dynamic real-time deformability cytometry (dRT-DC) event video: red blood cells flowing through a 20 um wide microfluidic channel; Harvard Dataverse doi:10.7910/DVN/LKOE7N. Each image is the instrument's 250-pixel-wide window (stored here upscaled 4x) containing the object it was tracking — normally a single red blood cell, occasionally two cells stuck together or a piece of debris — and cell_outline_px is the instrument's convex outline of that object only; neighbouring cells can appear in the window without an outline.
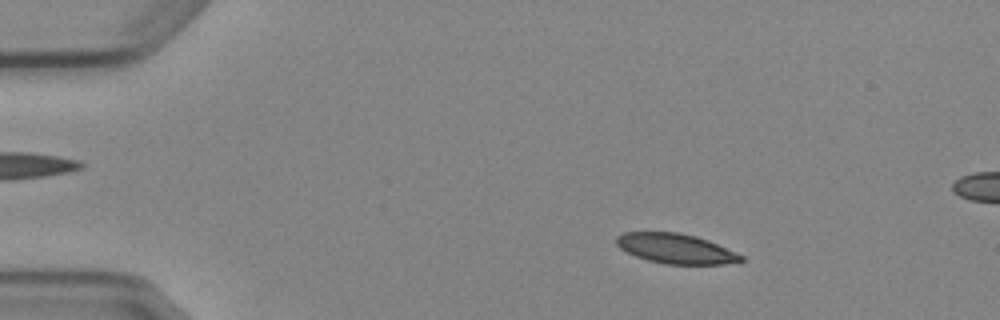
{"species": "Egyptian fruit bat (a non-hibernating species)", "species_latin": "Rousettus aegyptiacus", "temperature_condition": "cold", "stored_images_in_passage": 4, "segment_of_instrument_passage": [1, 2], "camera_frame_rate_fps": 3000, "um_per_image_px": 0.085, "animal": {"sex": "female"}, "frame": {"image": 1, "passage_image": 1, "time_ms": 0.0, "image_size_px": [1000, 320], "cell_outline_px": [[744, 260], [724, 264], [664, 264], [648, 260], [636, 256], [620, 248], [616, 244], [616, 236], [624, 232], [676, 232], [696, 236], [708, 240], [744, 256]], "centroid_in_image_um": [57.42, 21.13], "position_along_channel_um": 27.6, "area_um2": 21.56}}